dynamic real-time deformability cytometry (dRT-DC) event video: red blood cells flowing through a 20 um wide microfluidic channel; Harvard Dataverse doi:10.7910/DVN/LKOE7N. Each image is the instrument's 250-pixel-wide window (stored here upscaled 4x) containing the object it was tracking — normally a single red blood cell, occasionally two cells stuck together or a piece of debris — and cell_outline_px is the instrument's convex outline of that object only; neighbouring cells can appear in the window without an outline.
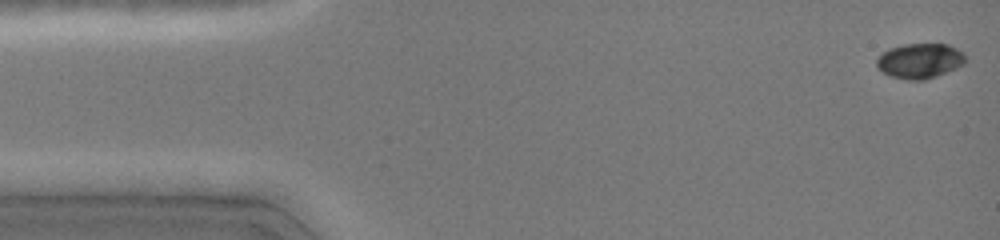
{"species": "common noctule bat (a hibernating species)", "species_latin": "Nyctalus noctula", "temperature_condition": "cold", "stored_images_in_passage": 12, "camera_frame_rate_fps": 3000, "um_per_image_px": 0.085, "animal": {"sex": "female", "body_mass_g": 19.0, "forearm_length_mm": 51.5}, "frame": {"image": 1, "passage_image": 1, "time_ms": 0.0, "image_size_px": [1000, 240], "cell_outline_px": [[964, 64], [956, 68], [936, 76], [924, 80], [908, 80], [892, 76], [884, 72], [876, 64], [876, 60], [888, 48], [904, 44], [948, 44], [964, 52]], "centroid_in_image_um": [78.2, 5.16], "position_along_channel_um": 6.8, "area_um2": 17.92}}
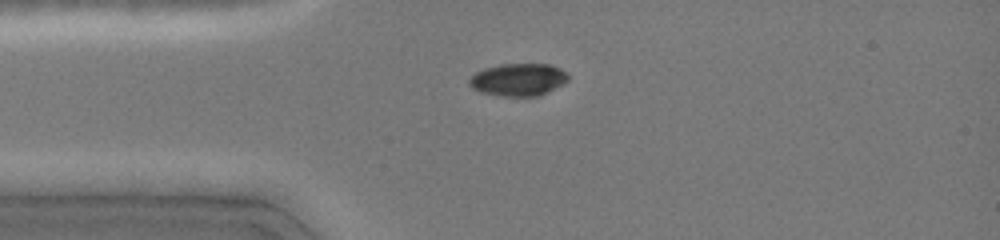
{"frame": {"image": 2, "passage_image": 7, "time_ms": 3.333, "image_size_px": [1000, 240], "cell_outline_px": [[568, 80], [564, 84], [540, 96], [504, 96], [480, 92], [472, 88], [468, 84], [468, 80], [476, 72], [484, 68], [500, 64], [552, 64], [568, 72]], "centroid_in_image_um": [44.08, 6.76], "position_along_channel_um": 40.9, "area_um2": 18.96}}